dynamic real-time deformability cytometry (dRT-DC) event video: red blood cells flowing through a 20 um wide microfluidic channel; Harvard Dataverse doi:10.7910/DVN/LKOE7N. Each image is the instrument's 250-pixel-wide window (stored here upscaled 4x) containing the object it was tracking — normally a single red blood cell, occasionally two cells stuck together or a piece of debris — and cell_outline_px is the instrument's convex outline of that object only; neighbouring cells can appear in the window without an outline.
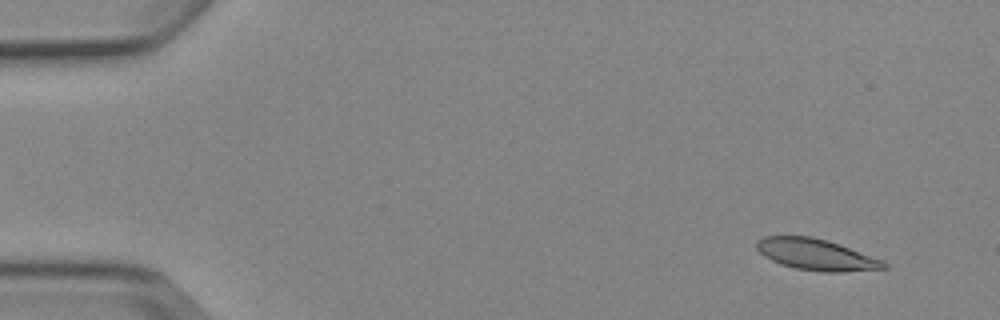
{"species": "Egyptian fruit bat (a non-hibernating species)", "species_latin": "Rousettus aegyptiacus", "temperature_condition": "cold", "stored_images_in_passage": 5, "camera_frame_rate_fps": 3000, "um_per_image_px": 0.085, "animal": {"sex": "female"}, "frame": {"image": 1, "passage_image": 2, "time_ms": 1.333, "image_size_px": [1000, 320], "cell_outline_px": [[888, 268], [840, 272], [824, 272], [796, 268], [780, 264], [764, 256], [756, 248], [756, 240], [764, 236], [812, 236], [828, 240], [840, 244], [884, 260], [888, 264]], "centroid_in_image_um": [69.39, 21.63], "position_along_channel_um": 15.6, "area_um2": 23.29}}
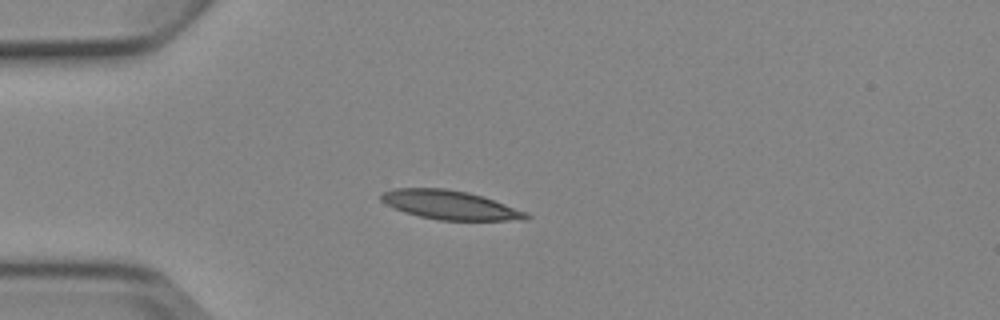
{"frame": {"image": 2, "passage_image": 5, "time_ms": 4.667, "image_size_px": [1000, 320], "cell_outline_px": [[532, 216], [528, 220], [440, 220], [420, 216], [404, 212], [392, 208], [380, 200], [380, 196], [384, 192], [392, 188], [444, 188], [468, 192], [528, 212]], "centroid_in_image_um": [38.23, 17.42], "position_along_channel_um": 46.8, "area_um2": 24.39}}